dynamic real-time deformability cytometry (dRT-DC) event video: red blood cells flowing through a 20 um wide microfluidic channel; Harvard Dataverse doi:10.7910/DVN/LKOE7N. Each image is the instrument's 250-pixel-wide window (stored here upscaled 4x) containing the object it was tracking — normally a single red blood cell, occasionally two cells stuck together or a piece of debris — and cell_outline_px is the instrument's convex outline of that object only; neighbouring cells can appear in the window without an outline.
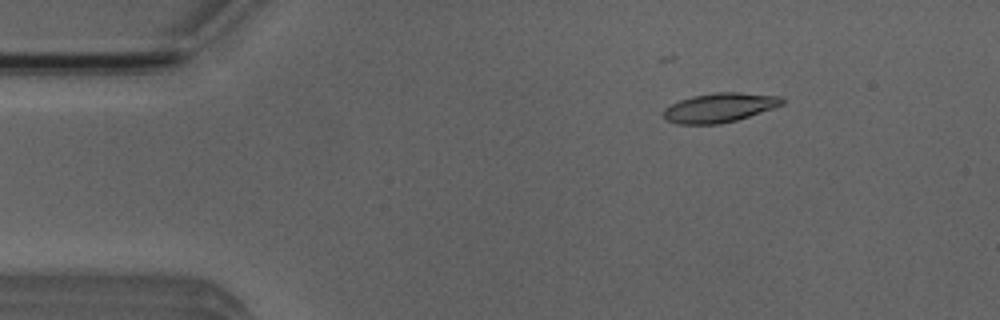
{"species": "Egyptian fruit bat (a non-hibernating species)", "species_latin": "Rousettus aegyptiacus", "temperature_condition": "room temperature", "stored_images_in_passage": 8, "camera_frame_rate_fps": 3000, "um_per_image_px": 0.085, "animal": {"sex": "male"}, "frame": {"image": 1, "passage_image": 2, "time_ms": 2.0, "image_size_px": [1000, 320], "cell_outline_px": [[784, 104], [736, 120], [720, 124], [676, 124], [668, 120], [664, 116], [664, 108], [680, 100], [692, 96], [716, 92], [740, 92], [780, 96], [784, 100]], "centroid_in_image_um": [61.16, 9.14], "position_along_channel_um": 23.8, "area_um2": 20.06}}
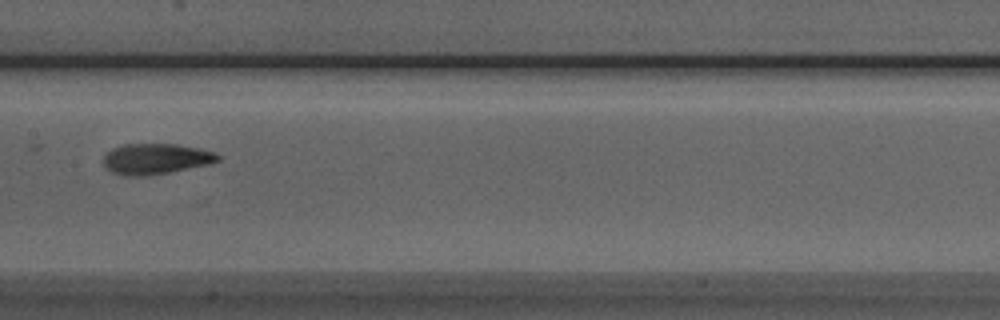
{"frame": {"image": 2, "passage_image": 7, "time_ms": 8.0, "image_size_px": [1000, 320], "cell_outline_px": [[220, 160], [208, 164], [168, 172], [144, 176], [128, 176], [112, 172], [104, 168], [104, 156], [112, 148], [124, 144], [176, 144], [216, 152], [220, 156]], "centroid_in_image_um": [13.22, 13.5], "position_along_channel_um": 194.2, "area_um2": 20.29}}
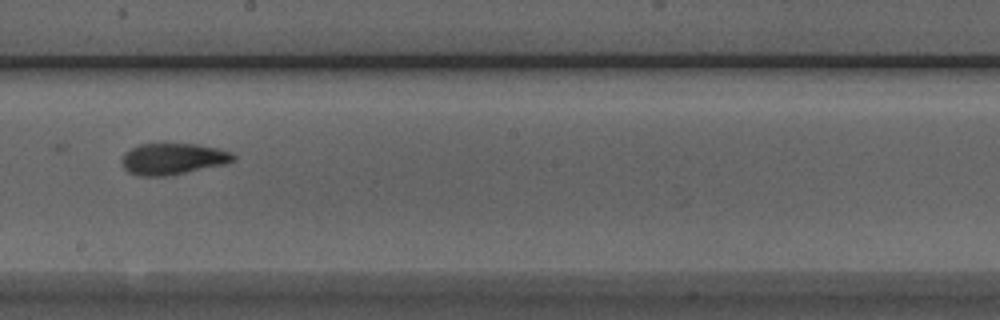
{"frame": {"image": 3, "passage_image": 8, "time_ms": 9.0, "image_size_px": [1000, 320], "cell_outline_px": [[236, 160], [224, 164], [164, 176], [140, 176], [128, 172], [124, 168], [120, 160], [124, 152], [140, 144], [196, 144], [216, 148], [232, 152], [236, 156]], "centroid_in_image_um": [14.67, 13.5], "position_along_channel_um": 233.5, "area_um2": 20.23}}